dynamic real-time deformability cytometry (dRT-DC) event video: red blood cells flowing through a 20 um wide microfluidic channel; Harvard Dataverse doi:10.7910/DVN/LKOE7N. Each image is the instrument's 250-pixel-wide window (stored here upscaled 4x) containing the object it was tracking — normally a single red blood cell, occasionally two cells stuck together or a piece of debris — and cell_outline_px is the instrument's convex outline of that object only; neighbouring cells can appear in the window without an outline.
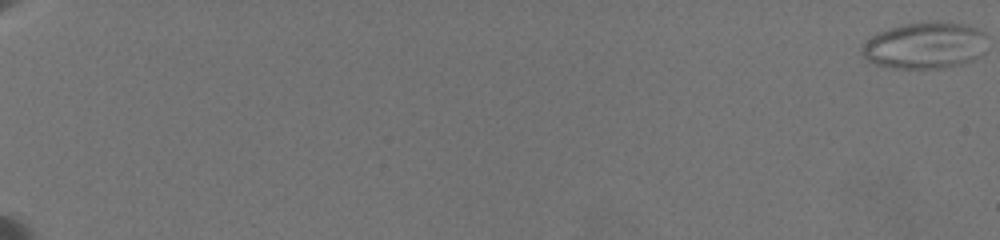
{"species": "common noctule bat (a hibernating species)", "species_latin": "Nyctalus noctula", "temperature_condition": "warm", "stored_images_in_passage": 15, "camera_frame_rate_fps": 3000, "um_per_image_px": 0.085, "animal": {"sex": "female", "body_mass_g": 19.5, "forearm_length_mm": 54.1}, "frame": {"image": 1, "passage_image": 1, "time_ms": 0.0, "image_size_px": [1000, 240], "cell_outline_px": [[984, 52], [980, 56], [972, 60], [960, 64], [940, 68], [896, 68], [876, 64], [868, 60], [864, 56], [864, 44], [876, 32], [888, 28], [904, 24], [936, 20], [964, 24], [980, 28], [984, 32]], "centroid_in_image_um": [78.65, 3.84], "position_along_channel_um": 6.3, "area_um2": 33.93}}